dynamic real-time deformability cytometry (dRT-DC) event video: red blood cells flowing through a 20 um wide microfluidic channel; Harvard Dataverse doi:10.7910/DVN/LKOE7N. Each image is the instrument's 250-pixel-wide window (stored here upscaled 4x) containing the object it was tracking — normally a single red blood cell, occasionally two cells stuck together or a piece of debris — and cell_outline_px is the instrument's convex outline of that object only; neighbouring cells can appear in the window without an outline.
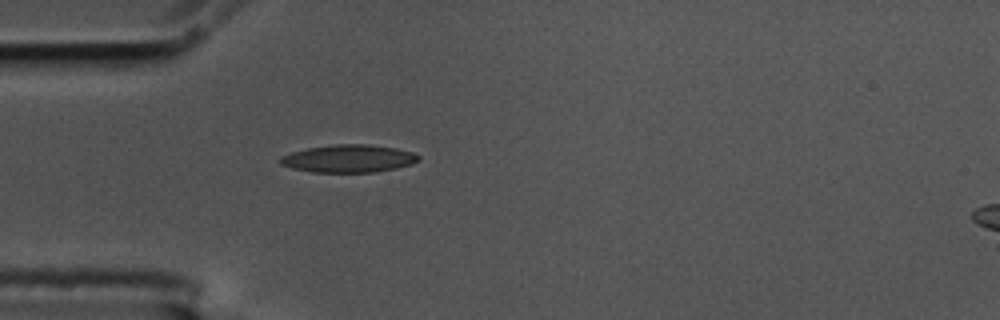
{"species": "common noctule bat (a hibernating species)", "species_latin": "Nyctalus noctula", "temperature_condition": "cold", "stored_images_in_passage": 47, "camera_frame_rate_fps": 3000, "um_per_image_px": 0.085, "animal": {"sex": "male", "body_mass_g": 17.5, "forearm_length_mm": 52.3}, "frame": {"image": 1, "passage_image": 9, "time_ms": 2.667, "image_size_px": [1000, 320], "cell_outline_px": [[420, 160], [412, 164], [396, 168], [372, 172], [312, 172], [292, 168], [280, 164], [280, 156], [292, 152], [308, 148], [336, 144], [368, 144], [396, 148], [412, 152], [420, 156]], "centroid_in_image_um": [29.64, 13.48], "position_along_channel_um": 55.4, "area_um2": 22.25}}
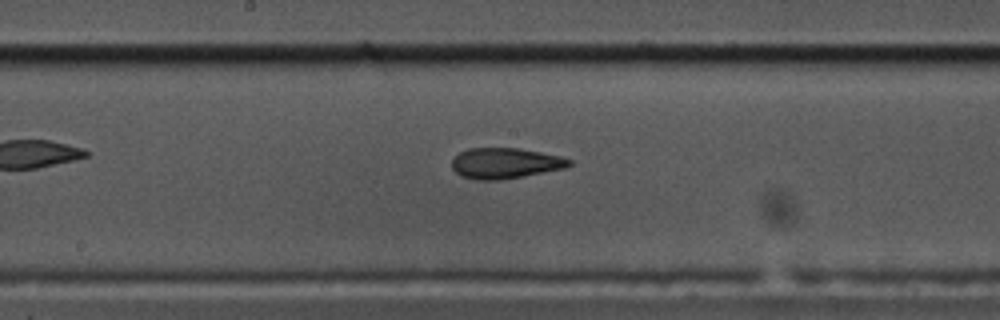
{"frame": {"image": 2, "passage_image": 22, "time_ms": 7.0, "image_size_px": [1000, 320], "cell_outline_px": [[572, 164], [568, 168], [524, 176], [500, 180], [476, 180], [460, 176], [452, 168], [452, 160], [460, 152], [468, 148], [520, 148], [560, 156], [572, 160]], "centroid_in_image_um": [42.96, 13.88], "position_along_channel_um": 205.2, "area_um2": 21.15}}
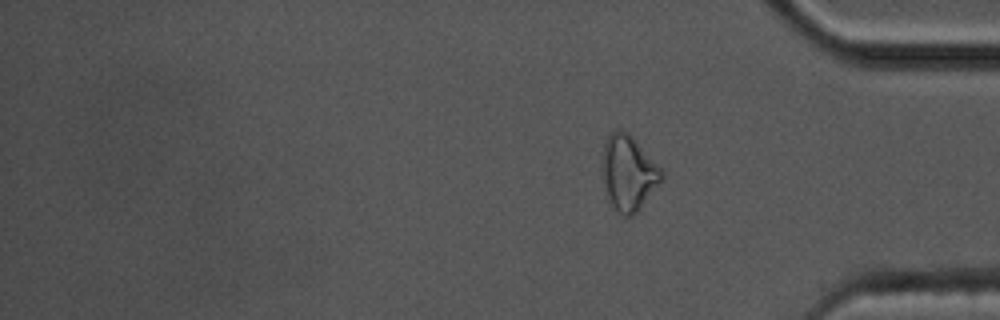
{"frame": {"image": 3, "passage_image": 47, "time_ms": 15.333, "image_size_px": [1000, 320], "cell_outline_px": [[664, 176], [640, 208], [632, 216], [624, 216], [612, 204], [604, 188], [604, 144], [608, 136], [616, 128], [620, 128], [628, 132], [632, 136], [664, 172]], "centroid_in_image_um": [53.43, 14.67], "position_along_channel_um": 381.8, "area_um2": 25.2}, "authors_computed_cell_mechanics": {"area_um2": 21.1548, "velocity_mm_per_s": 3.5748, "shape_relaxation_time_tau1_ms": null, "shape_relaxation_time_tau2_ms": 2.6805, "deformation_change_tau1": null, "deformation_change_tau2": 0.1007}}